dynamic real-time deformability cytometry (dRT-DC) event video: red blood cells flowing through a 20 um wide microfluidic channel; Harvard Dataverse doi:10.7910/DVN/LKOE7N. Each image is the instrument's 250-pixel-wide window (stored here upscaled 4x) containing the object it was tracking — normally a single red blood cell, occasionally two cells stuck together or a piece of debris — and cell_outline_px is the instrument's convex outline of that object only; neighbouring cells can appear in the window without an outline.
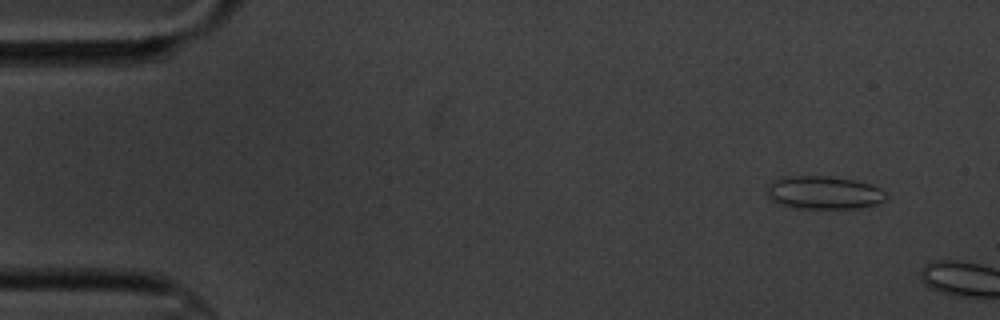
{"species": "common noctule bat (a hibernating species)", "species_latin": "Nyctalus noctula", "temperature_condition": "cold", "stored_images_in_passage": 2, "segment_of_instrument_passage": [1, 2], "camera_frame_rate_fps": 3000, "um_per_image_px": 0.085, "animal": {"sex": "male", "body_mass_g": 20.1, "forearm_length_mm": 53.5}, "frame": {"image": 1, "passage_image": 1, "time_ms": 0.0, "image_size_px": [1000, 320], "cell_outline_px": [[888, 196], [884, 200], [876, 204], [860, 208], [796, 208], [780, 204], [772, 200], [768, 196], [768, 184], [772, 180], [780, 176], [828, 176], [852, 180], [872, 184], [880, 188]], "centroid_in_image_um": [70.01, 16.36], "position_along_channel_um": 15.0, "area_um2": 23.0}}